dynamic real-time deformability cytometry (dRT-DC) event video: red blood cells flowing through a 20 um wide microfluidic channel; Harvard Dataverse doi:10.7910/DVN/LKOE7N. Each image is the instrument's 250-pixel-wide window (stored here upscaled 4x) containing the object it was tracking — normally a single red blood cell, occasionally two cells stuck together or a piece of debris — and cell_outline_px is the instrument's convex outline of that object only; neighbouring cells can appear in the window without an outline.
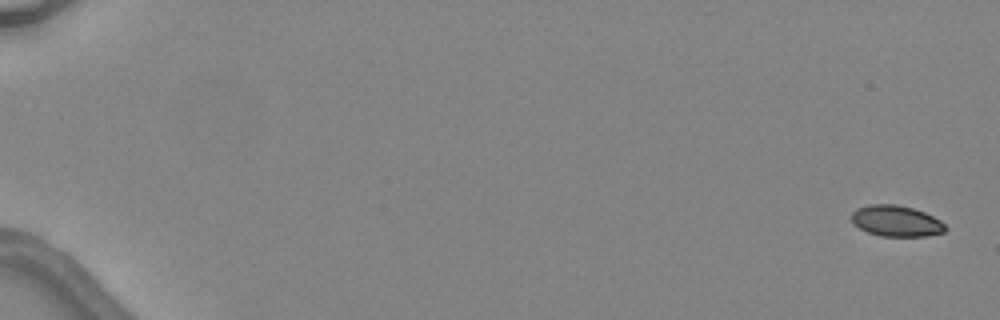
{"species": "common noctule bat (a hibernating species)", "species_latin": "Nyctalus noctula", "temperature_condition": "warm", "stored_images_in_passage": 6, "camera_frame_rate_fps": 3000, "um_per_image_px": 0.085, "animal": {"sex": "female", "body_mass_g": 24.6, "forearm_length_mm": 56.2}, "frame": {"image": 1, "passage_image": 1, "time_ms": 0.0, "image_size_px": [1000, 320], "cell_outline_px": [[948, 228], [944, 232], [928, 236], [880, 236], [868, 232], [852, 224], [852, 212], [856, 208], [868, 204], [896, 204], [912, 208], [924, 212], [940, 220]], "centroid_in_image_um": [76.17, 18.78], "position_along_channel_um": 8.8, "area_um2": 17.05}}
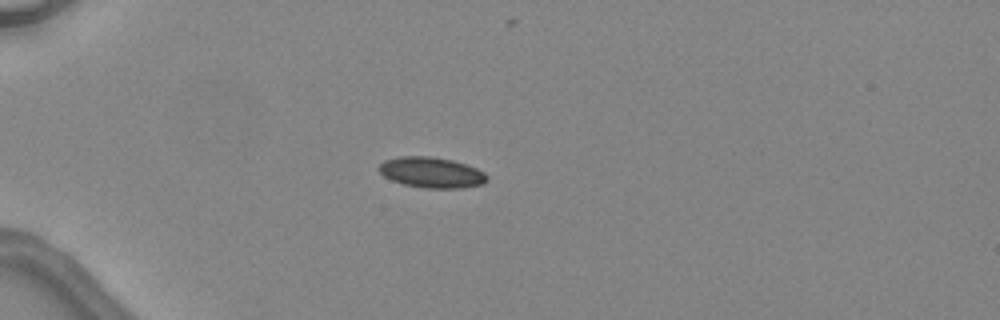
{"frame": {"image": 2, "passage_image": 5, "time_ms": 4.667, "image_size_px": [1000, 320], "cell_outline_px": [[488, 180], [484, 184], [460, 188], [424, 188], [404, 184], [392, 180], [384, 176], [376, 168], [384, 160], [400, 156], [432, 156], [452, 160], [476, 168], [484, 172], [488, 176]], "centroid_in_image_um": [36.67, 14.66], "position_along_channel_um": 48.3, "area_um2": 19.36}}